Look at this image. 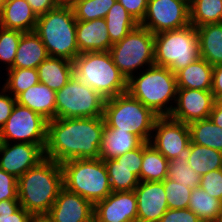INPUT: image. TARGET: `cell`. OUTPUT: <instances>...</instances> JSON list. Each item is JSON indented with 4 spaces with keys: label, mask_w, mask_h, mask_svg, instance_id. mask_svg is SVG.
Wrapping results in <instances>:
<instances>
[{
    "label": "cell",
    "mask_w": 222,
    "mask_h": 222,
    "mask_svg": "<svg viewBox=\"0 0 222 222\" xmlns=\"http://www.w3.org/2000/svg\"><path fill=\"white\" fill-rule=\"evenodd\" d=\"M215 222H222V211L220 212V214L216 218Z\"/></svg>",
    "instance_id": "db71d44e"
},
{
    "label": "cell",
    "mask_w": 222,
    "mask_h": 222,
    "mask_svg": "<svg viewBox=\"0 0 222 222\" xmlns=\"http://www.w3.org/2000/svg\"><path fill=\"white\" fill-rule=\"evenodd\" d=\"M156 115L128 92L105 99L103 118L106 128L127 131L150 142Z\"/></svg>",
    "instance_id": "52a82bcc"
},
{
    "label": "cell",
    "mask_w": 222,
    "mask_h": 222,
    "mask_svg": "<svg viewBox=\"0 0 222 222\" xmlns=\"http://www.w3.org/2000/svg\"><path fill=\"white\" fill-rule=\"evenodd\" d=\"M109 52L114 64L129 80L138 69L155 65L154 34L138 25L121 41L113 44Z\"/></svg>",
    "instance_id": "9c48e42d"
},
{
    "label": "cell",
    "mask_w": 222,
    "mask_h": 222,
    "mask_svg": "<svg viewBox=\"0 0 222 222\" xmlns=\"http://www.w3.org/2000/svg\"><path fill=\"white\" fill-rule=\"evenodd\" d=\"M199 187L222 201V169L212 170L201 176Z\"/></svg>",
    "instance_id": "ab89813d"
},
{
    "label": "cell",
    "mask_w": 222,
    "mask_h": 222,
    "mask_svg": "<svg viewBox=\"0 0 222 222\" xmlns=\"http://www.w3.org/2000/svg\"><path fill=\"white\" fill-rule=\"evenodd\" d=\"M143 143L144 141L140 137L132 133L104 127L99 158L102 160L114 159L139 148Z\"/></svg>",
    "instance_id": "7402d4cb"
},
{
    "label": "cell",
    "mask_w": 222,
    "mask_h": 222,
    "mask_svg": "<svg viewBox=\"0 0 222 222\" xmlns=\"http://www.w3.org/2000/svg\"><path fill=\"white\" fill-rule=\"evenodd\" d=\"M211 92L213 93L214 98L222 93V64L213 67Z\"/></svg>",
    "instance_id": "7dc6e473"
},
{
    "label": "cell",
    "mask_w": 222,
    "mask_h": 222,
    "mask_svg": "<svg viewBox=\"0 0 222 222\" xmlns=\"http://www.w3.org/2000/svg\"><path fill=\"white\" fill-rule=\"evenodd\" d=\"M213 67L200 57L175 73L177 88L211 90Z\"/></svg>",
    "instance_id": "d4e9b609"
},
{
    "label": "cell",
    "mask_w": 222,
    "mask_h": 222,
    "mask_svg": "<svg viewBox=\"0 0 222 222\" xmlns=\"http://www.w3.org/2000/svg\"><path fill=\"white\" fill-rule=\"evenodd\" d=\"M7 72L8 78L2 87L15 98L29 87L39 83L37 69L10 68Z\"/></svg>",
    "instance_id": "e575fe53"
},
{
    "label": "cell",
    "mask_w": 222,
    "mask_h": 222,
    "mask_svg": "<svg viewBox=\"0 0 222 222\" xmlns=\"http://www.w3.org/2000/svg\"><path fill=\"white\" fill-rule=\"evenodd\" d=\"M35 217L23 208L18 199L0 201V222H32Z\"/></svg>",
    "instance_id": "f35d334b"
},
{
    "label": "cell",
    "mask_w": 222,
    "mask_h": 222,
    "mask_svg": "<svg viewBox=\"0 0 222 222\" xmlns=\"http://www.w3.org/2000/svg\"><path fill=\"white\" fill-rule=\"evenodd\" d=\"M32 222H48L44 217L35 218Z\"/></svg>",
    "instance_id": "816d5d0a"
},
{
    "label": "cell",
    "mask_w": 222,
    "mask_h": 222,
    "mask_svg": "<svg viewBox=\"0 0 222 222\" xmlns=\"http://www.w3.org/2000/svg\"><path fill=\"white\" fill-rule=\"evenodd\" d=\"M145 69L128 80L127 92L159 117L169 116L174 107L170 101L175 103L178 89L175 73L157 65Z\"/></svg>",
    "instance_id": "3957f363"
},
{
    "label": "cell",
    "mask_w": 222,
    "mask_h": 222,
    "mask_svg": "<svg viewBox=\"0 0 222 222\" xmlns=\"http://www.w3.org/2000/svg\"><path fill=\"white\" fill-rule=\"evenodd\" d=\"M104 127L103 117L47 121L44 157L59 164L71 159L99 158Z\"/></svg>",
    "instance_id": "6da1fadb"
},
{
    "label": "cell",
    "mask_w": 222,
    "mask_h": 222,
    "mask_svg": "<svg viewBox=\"0 0 222 222\" xmlns=\"http://www.w3.org/2000/svg\"><path fill=\"white\" fill-rule=\"evenodd\" d=\"M1 130L4 142L30 144H46L47 142V120L17 103Z\"/></svg>",
    "instance_id": "8fae6325"
},
{
    "label": "cell",
    "mask_w": 222,
    "mask_h": 222,
    "mask_svg": "<svg viewBox=\"0 0 222 222\" xmlns=\"http://www.w3.org/2000/svg\"><path fill=\"white\" fill-rule=\"evenodd\" d=\"M169 160L151 143L142 144L140 181H163L167 177Z\"/></svg>",
    "instance_id": "4316f807"
},
{
    "label": "cell",
    "mask_w": 222,
    "mask_h": 222,
    "mask_svg": "<svg viewBox=\"0 0 222 222\" xmlns=\"http://www.w3.org/2000/svg\"><path fill=\"white\" fill-rule=\"evenodd\" d=\"M189 11L190 24L196 28L222 23V0H190Z\"/></svg>",
    "instance_id": "1f68e13d"
},
{
    "label": "cell",
    "mask_w": 222,
    "mask_h": 222,
    "mask_svg": "<svg viewBox=\"0 0 222 222\" xmlns=\"http://www.w3.org/2000/svg\"><path fill=\"white\" fill-rule=\"evenodd\" d=\"M62 188L61 165L44 158L18 178V201L35 218L44 217L53 206Z\"/></svg>",
    "instance_id": "7a4b0ae2"
},
{
    "label": "cell",
    "mask_w": 222,
    "mask_h": 222,
    "mask_svg": "<svg viewBox=\"0 0 222 222\" xmlns=\"http://www.w3.org/2000/svg\"><path fill=\"white\" fill-rule=\"evenodd\" d=\"M153 133L149 143L169 161L176 158L191 141L189 125L169 116L156 119Z\"/></svg>",
    "instance_id": "4fadbf2b"
},
{
    "label": "cell",
    "mask_w": 222,
    "mask_h": 222,
    "mask_svg": "<svg viewBox=\"0 0 222 222\" xmlns=\"http://www.w3.org/2000/svg\"><path fill=\"white\" fill-rule=\"evenodd\" d=\"M105 18L89 21L77 20L76 40L79 53L107 52L112 47Z\"/></svg>",
    "instance_id": "d6986e66"
},
{
    "label": "cell",
    "mask_w": 222,
    "mask_h": 222,
    "mask_svg": "<svg viewBox=\"0 0 222 222\" xmlns=\"http://www.w3.org/2000/svg\"><path fill=\"white\" fill-rule=\"evenodd\" d=\"M39 82L54 91L60 90L74 74L73 61L48 56L37 67Z\"/></svg>",
    "instance_id": "603a6c76"
},
{
    "label": "cell",
    "mask_w": 222,
    "mask_h": 222,
    "mask_svg": "<svg viewBox=\"0 0 222 222\" xmlns=\"http://www.w3.org/2000/svg\"><path fill=\"white\" fill-rule=\"evenodd\" d=\"M76 24L71 5H60L38 16L34 32L41 38L50 57L73 61L80 54L76 40Z\"/></svg>",
    "instance_id": "277c9868"
},
{
    "label": "cell",
    "mask_w": 222,
    "mask_h": 222,
    "mask_svg": "<svg viewBox=\"0 0 222 222\" xmlns=\"http://www.w3.org/2000/svg\"><path fill=\"white\" fill-rule=\"evenodd\" d=\"M38 16L26 0H5L0 15V26L6 29L32 32Z\"/></svg>",
    "instance_id": "44dd1931"
},
{
    "label": "cell",
    "mask_w": 222,
    "mask_h": 222,
    "mask_svg": "<svg viewBox=\"0 0 222 222\" xmlns=\"http://www.w3.org/2000/svg\"><path fill=\"white\" fill-rule=\"evenodd\" d=\"M16 103L40 114L47 121L56 118V91L43 83L39 82L20 93Z\"/></svg>",
    "instance_id": "ffe728a7"
},
{
    "label": "cell",
    "mask_w": 222,
    "mask_h": 222,
    "mask_svg": "<svg viewBox=\"0 0 222 222\" xmlns=\"http://www.w3.org/2000/svg\"><path fill=\"white\" fill-rule=\"evenodd\" d=\"M188 209L194 212L202 222H215L222 211V201L197 187L191 191Z\"/></svg>",
    "instance_id": "f546056e"
},
{
    "label": "cell",
    "mask_w": 222,
    "mask_h": 222,
    "mask_svg": "<svg viewBox=\"0 0 222 222\" xmlns=\"http://www.w3.org/2000/svg\"><path fill=\"white\" fill-rule=\"evenodd\" d=\"M117 0H75L71 7L76 20L89 21L105 18Z\"/></svg>",
    "instance_id": "d590c367"
},
{
    "label": "cell",
    "mask_w": 222,
    "mask_h": 222,
    "mask_svg": "<svg viewBox=\"0 0 222 222\" xmlns=\"http://www.w3.org/2000/svg\"><path fill=\"white\" fill-rule=\"evenodd\" d=\"M112 192L134 191L139 178L131 169L119 164L115 159L104 160Z\"/></svg>",
    "instance_id": "836d02e7"
},
{
    "label": "cell",
    "mask_w": 222,
    "mask_h": 222,
    "mask_svg": "<svg viewBox=\"0 0 222 222\" xmlns=\"http://www.w3.org/2000/svg\"><path fill=\"white\" fill-rule=\"evenodd\" d=\"M126 11L140 24L145 17L149 0H117Z\"/></svg>",
    "instance_id": "ee69618b"
},
{
    "label": "cell",
    "mask_w": 222,
    "mask_h": 222,
    "mask_svg": "<svg viewBox=\"0 0 222 222\" xmlns=\"http://www.w3.org/2000/svg\"><path fill=\"white\" fill-rule=\"evenodd\" d=\"M75 0H57L60 5H71Z\"/></svg>",
    "instance_id": "681fc988"
},
{
    "label": "cell",
    "mask_w": 222,
    "mask_h": 222,
    "mask_svg": "<svg viewBox=\"0 0 222 222\" xmlns=\"http://www.w3.org/2000/svg\"><path fill=\"white\" fill-rule=\"evenodd\" d=\"M63 187L93 205L112 193L107 168L100 158L71 159L60 164Z\"/></svg>",
    "instance_id": "8992f818"
},
{
    "label": "cell",
    "mask_w": 222,
    "mask_h": 222,
    "mask_svg": "<svg viewBox=\"0 0 222 222\" xmlns=\"http://www.w3.org/2000/svg\"><path fill=\"white\" fill-rule=\"evenodd\" d=\"M105 98L73 74L56 91V118L103 117Z\"/></svg>",
    "instance_id": "30bf717a"
},
{
    "label": "cell",
    "mask_w": 222,
    "mask_h": 222,
    "mask_svg": "<svg viewBox=\"0 0 222 222\" xmlns=\"http://www.w3.org/2000/svg\"><path fill=\"white\" fill-rule=\"evenodd\" d=\"M108 35L112 44L121 41L139 23L126 11L118 1L109 9L105 17Z\"/></svg>",
    "instance_id": "83f0119b"
},
{
    "label": "cell",
    "mask_w": 222,
    "mask_h": 222,
    "mask_svg": "<svg viewBox=\"0 0 222 222\" xmlns=\"http://www.w3.org/2000/svg\"><path fill=\"white\" fill-rule=\"evenodd\" d=\"M189 129L192 143L222 152V128L210 118L190 123Z\"/></svg>",
    "instance_id": "4dcf8cb0"
},
{
    "label": "cell",
    "mask_w": 222,
    "mask_h": 222,
    "mask_svg": "<svg viewBox=\"0 0 222 222\" xmlns=\"http://www.w3.org/2000/svg\"><path fill=\"white\" fill-rule=\"evenodd\" d=\"M23 32L0 26V62L7 64L6 71L13 67L16 51Z\"/></svg>",
    "instance_id": "8d00e7d4"
},
{
    "label": "cell",
    "mask_w": 222,
    "mask_h": 222,
    "mask_svg": "<svg viewBox=\"0 0 222 222\" xmlns=\"http://www.w3.org/2000/svg\"><path fill=\"white\" fill-rule=\"evenodd\" d=\"M48 56L41 38L34 31L24 32L19 41L12 68L37 69Z\"/></svg>",
    "instance_id": "cb8c5ba5"
},
{
    "label": "cell",
    "mask_w": 222,
    "mask_h": 222,
    "mask_svg": "<svg viewBox=\"0 0 222 222\" xmlns=\"http://www.w3.org/2000/svg\"><path fill=\"white\" fill-rule=\"evenodd\" d=\"M74 74L105 99L127 92L128 80L107 52H85L73 60Z\"/></svg>",
    "instance_id": "5b68a950"
},
{
    "label": "cell",
    "mask_w": 222,
    "mask_h": 222,
    "mask_svg": "<svg viewBox=\"0 0 222 222\" xmlns=\"http://www.w3.org/2000/svg\"><path fill=\"white\" fill-rule=\"evenodd\" d=\"M119 164L131 169L132 172L139 178L142 163V145L135 150L125 153L122 156L114 158Z\"/></svg>",
    "instance_id": "b9f144b4"
},
{
    "label": "cell",
    "mask_w": 222,
    "mask_h": 222,
    "mask_svg": "<svg viewBox=\"0 0 222 222\" xmlns=\"http://www.w3.org/2000/svg\"><path fill=\"white\" fill-rule=\"evenodd\" d=\"M4 141H3V137H2V130L0 128V149L2 148Z\"/></svg>",
    "instance_id": "f5cc1de1"
},
{
    "label": "cell",
    "mask_w": 222,
    "mask_h": 222,
    "mask_svg": "<svg viewBox=\"0 0 222 222\" xmlns=\"http://www.w3.org/2000/svg\"><path fill=\"white\" fill-rule=\"evenodd\" d=\"M200 58L196 27H186L154 35L155 65L169 68L173 73Z\"/></svg>",
    "instance_id": "ba28073f"
},
{
    "label": "cell",
    "mask_w": 222,
    "mask_h": 222,
    "mask_svg": "<svg viewBox=\"0 0 222 222\" xmlns=\"http://www.w3.org/2000/svg\"><path fill=\"white\" fill-rule=\"evenodd\" d=\"M166 200L169 209H184L188 208L191 189L172 181L168 178L163 180Z\"/></svg>",
    "instance_id": "74e56055"
},
{
    "label": "cell",
    "mask_w": 222,
    "mask_h": 222,
    "mask_svg": "<svg viewBox=\"0 0 222 222\" xmlns=\"http://www.w3.org/2000/svg\"><path fill=\"white\" fill-rule=\"evenodd\" d=\"M209 118L214 122L215 125L222 128V106L215 102Z\"/></svg>",
    "instance_id": "c3c4849f"
},
{
    "label": "cell",
    "mask_w": 222,
    "mask_h": 222,
    "mask_svg": "<svg viewBox=\"0 0 222 222\" xmlns=\"http://www.w3.org/2000/svg\"><path fill=\"white\" fill-rule=\"evenodd\" d=\"M191 153V141L176 158L169 161L167 177L191 190L199 187L201 176L188 164Z\"/></svg>",
    "instance_id": "f1b7e54d"
},
{
    "label": "cell",
    "mask_w": 222,
    "mask_h": 222,
    "mask_svg": "<svg viewBox=\"0 0 222 222\" xmlns=\"http://www.w3.org/2000/svg\"><path fill=\"white\" fill-rule=\"evenodd\" d=\"M188 164L200 176L216 169H222V152L191 142Z\"/></svg>",
    "instance_id": "d6a6232c"
},
{
    "label": "cell",
    "mask_w": 222,
    "mask_h": 222,
    "mask_svg": "<svg viewBox=\"0 0 222 222\" xmlns=\"http://www.w3.org/2000/svg\"><path fill=\"white\" fill-rule=\"evenodd\" d=\"M4 2H5V0H0V15H1V12L3 9V6H4Z\"/></svg>",
    "instance_id": "11a10c76"
},
{
    "label": "cell",
    "mask_w": 222,
    "mask_h": 222,
    "mask_svg": "<svg viewBox=\"0 0 222 222\" xmlns=\"http://www.w3.org/2000/svg\"><path fill=\"white\" fill-rule=\"evenodd\" d=\"M159 222H202L199 217L188 208L169 209L160 218Z\"/></svg>",
    "instance_id": "7bdbcfd3"
},
{
    "label": "cell",
    "mask_w": 222,
    "mask_h": 222,
    "mask_svg": "<svg viewBox=\"0 0 222 222\" xmlns=\"http://www.w3.org/2000/svg\"><path fill=\"white\" fill-rule=\"evenodd\" d=\"M140 26L154 35L190 25L189 0H149Z\"/></svg>",
    "instance_id": "7c38bea8"
},
{
    "label": "cell",
    "mask_w": 222,
    "mask_h": 222,
    "mask_svg": "<svg viewBox=\"0 0 222 222\" xmlns=\"http://www.w3.org/2000/svg\"><path fill=\"white\" fill-rule=\"evenodd\" d=\"M37 16L60 6L57 0H26Z\"/></svg>",
    "instance_id": "bcb514c9"
},
{
    "label": "cell",
    "mask_w": 222,
    "mask_h": 222,
    "mask_svg": "<svg viewBox=\"0 0 222 222\" xmlns=\"http://www.w3.org/2000/svg\"><path fill=\"white\" fill-rule=\"evenodd\" d=\"M196 30L200 57L212 66L222 64V23L205 24Z\"/></svg>",
    "instance_id": "484cf974"
},
{
    "label": "cell",
    "mask_w": 222,
    "mask_h": 222,
    "mask_svg": "<svg viewBox=\"0 0 222 222\" xmlns=\"http://www.w3.org/2000/svg\"><path fill=\"white\" fill-rule=\"evenodd\" d=\"M94 222H137L134 191L112 192L94 205Z\"/></svg>",
    "instance_id": "e0dca14e"
},
{
    "label": "cell",
    "mask_w": 222,
    "mask_h": 222,
    "mask_svg": "<svg viewBox=\"0 0 222 222\" xmlns=\"http://www.w3.org/2000/svg\"><path fill=\"white\" fill-rule=\"evenodd\" d=\"M215 102H216L218 105H221V106H222V93H220V94L215 98Z\"/></svg>",
    "instance_id": "f907efd6"
},
{
    "label": "cell",
    "mask_w": 222,
    "mask_h": 222,
    "mask_svg": "<svg viewBox=\"0 0 222 222\" xmlns=\"http://www.w3.org/2000/svg\"><path fill=\"white\" fill-rule=\"evenodd\" d=\"M18 178L0 168V201L18 199Z\"/></svg>",
    "instance_id": "60d3db41"
},
{
    "label": "cell",
    "mask_w": 222,
    "mask_h": 222,
    "mask_svg": "<svg viewBox=\"0 0 222 222\" xmlns=\"http://www.w3.org/2000/svg\"><path fill=\"white\" fill-rule=\"evenodd\" d=\"M175 103L169 117L189 125L209 118L215 98L211 90L178 88Z\"/></svg>",
    "instance_id": "5bb4252c"
},
{
    "label": "cell",
    "mask_w": 222,
    "mask_h": 222,
    "mask_svg": "<svg viewBox=\"0 0 222 222\" xmlns=\"http://www.w3.org/2000/svg\"><path fill=\"white\" fill-rule=\"evenodd\" d=\"M134 193L137 198V222H159L168 210L163 181H139Z\"/></svg>",
    "instance_id": "ac0fdd59"
},
{
    "label": "cell",
    "mask_w": 222,
    "mask_h": 222,
    "mask_svg": "<svg viewBox=\"0 0 222 222\" xmlns=\"http://www.w3.org/2000/svg\"><path fill=\"white\" fill-rule=\"evenodd\" d=\"M4 142L0 149V168L16 178L35 167L44 157L46 144Z\"/></svg>",
    "instance_id": "9a60e30c"
},
{
    "label": "cell",
    "mask_w": 222,
    "mask_h": 222,
    "mask_svg": "<svg viewBox=\"0 0 222 222\" xmlns=\"http://www.w3.org/2000/svg\"><path fill=\"white\" fill-rule=\"evenodd\" d=\"M44 218L48 222H94V205L63 187Z\"/></svg>",
    "instance_id": "2e32d148"
},
{
    "label": "cell",
    "mask_w": 222,
    "mask_h": 222,
    "mask_svg": "<svg viewBox=\"0 0 222 222\" xmlns=\"http://www.w3.org/2000/svg\"><path fill=\"white\" fill-rule=\"evenodd\" d=\"M2 87L0 92V128H2L10 117L16 104V98Z\"/></svg>",
    "instance_id": "f6af8a7d"
}]
</instances>
